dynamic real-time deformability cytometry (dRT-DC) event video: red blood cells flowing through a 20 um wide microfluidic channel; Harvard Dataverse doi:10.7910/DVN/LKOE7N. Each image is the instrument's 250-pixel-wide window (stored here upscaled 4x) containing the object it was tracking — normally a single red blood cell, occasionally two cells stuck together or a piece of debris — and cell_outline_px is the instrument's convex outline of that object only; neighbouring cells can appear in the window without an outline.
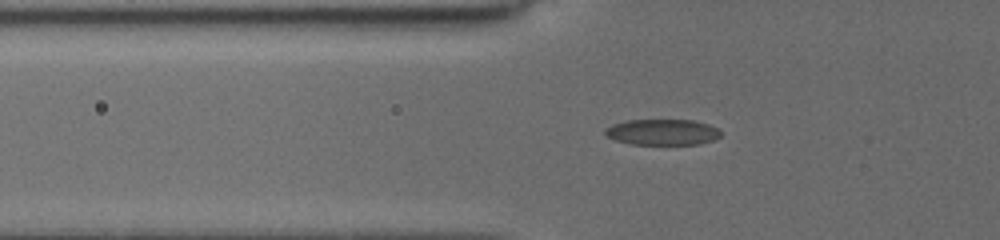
{"species": "common noctule bat (a hibernating species)", "species_latin": "Nyctalus noctula", "temperature_condition": "cold", "stored_images_in_passage": 12, "camera_frame_rate_fps": 3000, "um_per_image_px": 0.085, "animal": {"sex": "female", "body_mass_g": 19.5, "forearm_length_mm": 54.1}, "frame": {"image": 1, "passage_image": 7, "time_ms": 1.667, "image_size_px": [1000, 240], "cell_outline_px": [[720, 136], [712, 140], [696, 144], [632, 144], [616, 140], [608, 136], [604, 132], [604, 128], [612, 124], [628, 120], [692, 120], [708, 124], [720, 128]], "centroid_in_image_um": [56.3, 11.22], "position_along_channel_um": 69.5, "area_um2": 17.34}}
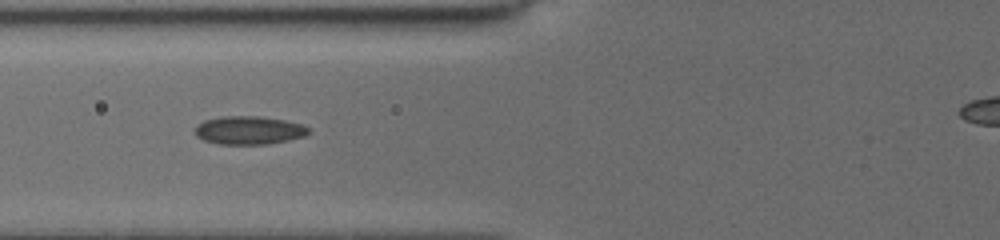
{"frame": {"image": 2, "passage_image": 11, "time_ms": 2.667, "image_size_px": [1000, 240], "cell_outline_px": [[308, 132], [304, 136], [288, 140], [264, 144], [220, 144], [204, 140], [196, 136], [196, 124], [204, 120], [220, 116], [260, 116], [284, 120], [304, 124], [308, 128]], "centroid_in_image_um": [21.14, 11.06], "position_along_channel_um": 104.7, "area_um2": 18.67}}